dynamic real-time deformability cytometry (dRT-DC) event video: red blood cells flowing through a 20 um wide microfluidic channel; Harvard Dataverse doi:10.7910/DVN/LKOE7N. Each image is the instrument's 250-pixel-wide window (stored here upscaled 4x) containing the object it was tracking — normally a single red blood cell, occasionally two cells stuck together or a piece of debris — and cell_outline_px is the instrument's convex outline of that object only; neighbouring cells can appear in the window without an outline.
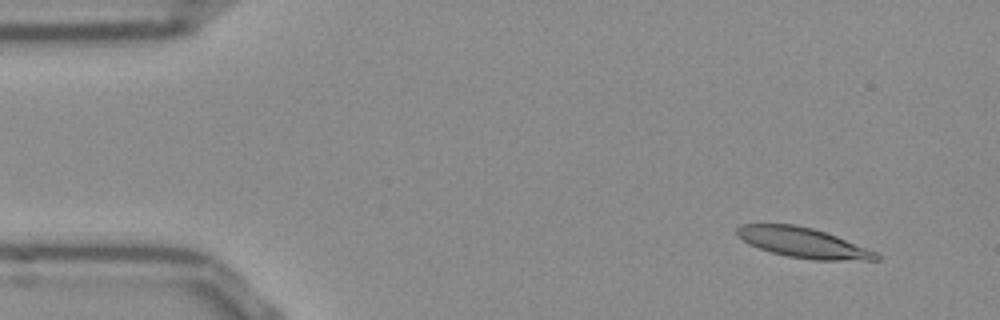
{"species": "Egyptian fruit bat (a non-hibernating species)", "species_latin": "Rousettus aegyptiacus", "temperature_condition": "room temperature", "stored_images_in_passage": 49, "camera_frame_rate_fps": 3000, "um_per_image_px": 0.085, "frame": {"image": 1, "passage_image": 1, "time_ms": 0.0, "image_size_px": [1000, 320], "cell_outline_px": [[880, 260], [816, 260], [788, 256], [772, 252], [760, 248], [744, 240], [736, 232], [736, 228], [740, 224], [796, 224], [812, 228], [836, 236], [876, 252], [880, 256]], "centroid_in_image_um": [68.28, 20.62], "position_along_channel_um": 16.7, "area_um2": 23.93}}
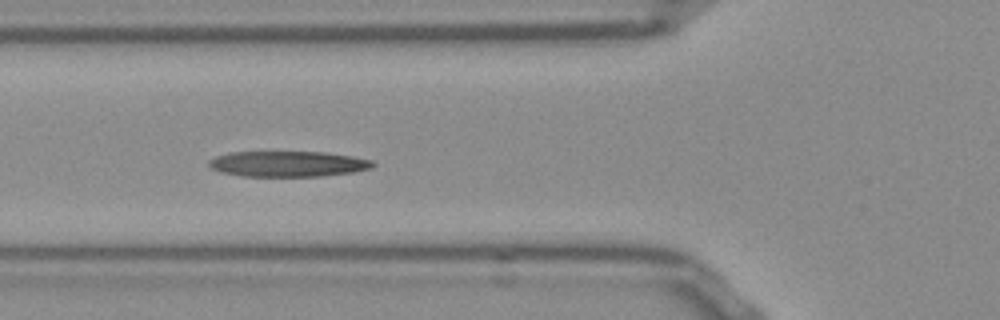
{"frame": {"image": 2, "passage_image": 15, "time_ms": 4.667, "image_size_px": [1000, 320], "cell_outline_px": [[376, 164], [372, 168], [352, 172], [320, 176], [240, 176], [220, 172], [212, 168], [208, 164], [208, 160], [216, 156], [228, 152], [328, 152], [352, 156], [372, 160]], "centroid_in_image_um": [24.47, 13.92], "position_along_channel_um": 101.3, "area_um2": 24.57}}
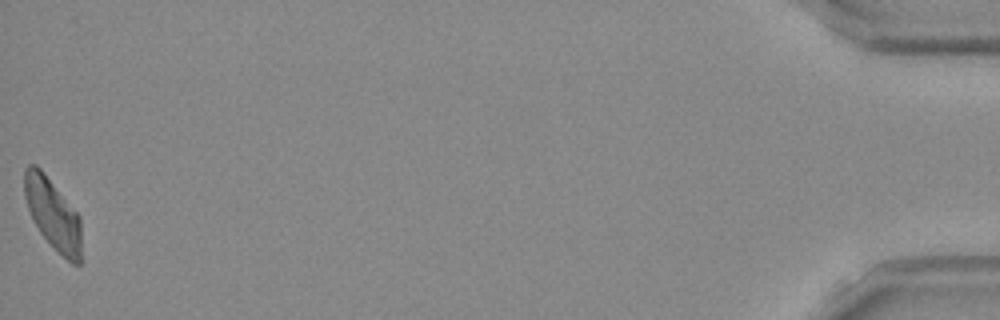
{"frame": {"image": 3, "passage_image": 49, "time_ms": 16.0, "image_size_px": [1000, 320], "cell_outline_px": [[80, 264], [72, 264], [40, 232], [32, 220], [24, 196], [24, 168], [28, 164], [36, 164], [44, 172], [80, 216]], "centroid_in_image_um": [4.46, 18.13], "position_along_channel_um": 430.7, "area_um2": 23.24}, "authors_computed_cell_mechanics": {"area_um2": 24.7962, "velocity_mm_per_s": 3.812, "shape_relaxation_time_tau1_ms": null, "shape_relaxation_time_tau2_ms": 2.0769, "deformation_change_tau1": null, "deformation_change_tau2": 0.1148}}